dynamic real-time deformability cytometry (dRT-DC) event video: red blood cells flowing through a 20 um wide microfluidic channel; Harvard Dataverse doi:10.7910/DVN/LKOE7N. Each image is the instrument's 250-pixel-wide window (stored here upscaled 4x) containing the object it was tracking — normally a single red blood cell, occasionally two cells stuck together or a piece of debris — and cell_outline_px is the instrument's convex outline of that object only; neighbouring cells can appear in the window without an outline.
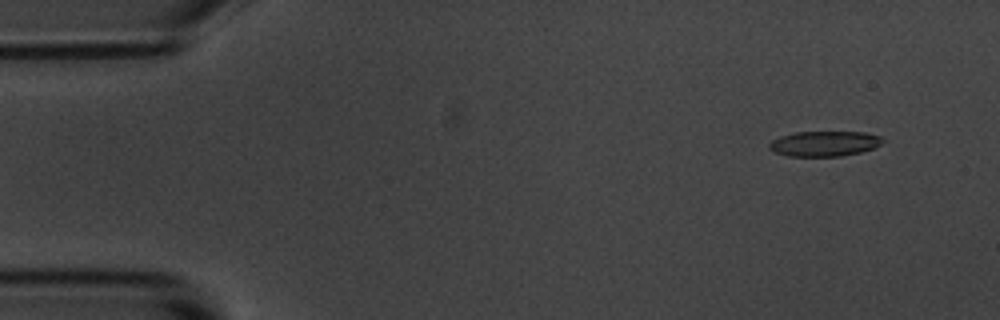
{"species": "common noctule bat (a hibernating species)", "species_latin": "Nyctalus noctula", "temperature_condition": "room temperature", "stored_images_in_passage": 5, "camera_frame_rate_fps": 3000, "um_per_image_px": 0.085, "animal": {"sex": "male", "body_mass_g": 20.1, "forearm_length_mm": 53.5}, "frame": {"image": 1, "passage_image": 2, "time_ms": 1.0, "image_size_px": [1000, 320], "cell_outline_px": [[884, 140], [880, 144], [872, 148], [860, 152], [840, 156], [788, 156], [772, 152], [768, 148], [768, 144], [772, 140], [780, 136], [796, 132], [864, 132], [880, 136]], "centroid_in_image_um": [70.02, 12.21], "position_along_channel_um": 15.0, "area_um2": 16.65}}